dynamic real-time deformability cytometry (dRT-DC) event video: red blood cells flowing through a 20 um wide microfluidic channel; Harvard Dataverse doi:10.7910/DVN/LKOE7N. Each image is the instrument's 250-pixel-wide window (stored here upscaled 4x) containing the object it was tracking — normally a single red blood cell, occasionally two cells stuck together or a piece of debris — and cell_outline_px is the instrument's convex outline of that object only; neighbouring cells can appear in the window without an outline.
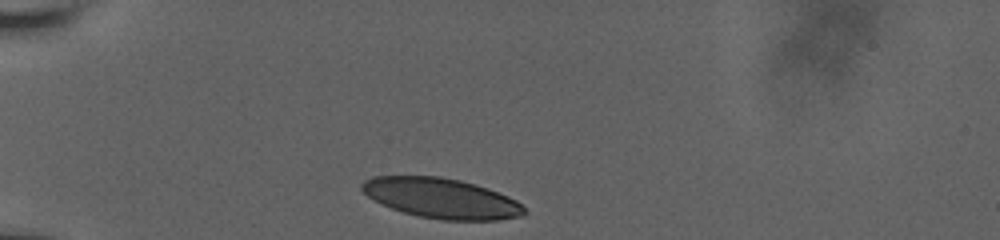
{"species": "human", "species_latin": "Homo sapiens", "temperature_condition": "room temperature", "stored_images_in_passage": 32, "camera_frame_rate_fps": 3000, "um_per_image_px": 0.085, "donor": {"sex": "male"}, "frame": {"image": 1, "passage_image": 1, "time_ms": 0.0, "image_size_px": [1000, 240], "cell_outline_px": [[528, 212], [524, 216], [500, 220], [440, 220], [416, 216], [392, 208], [368, 196], [360, 188], [360, 184], [364, 180], [372, 176], [440, 176], [460, 180], [476, 184], [488, 188], [508, 196], [516, 200]], "centroid_in_image_um": [37.54, 16.85], "position_along_channel_um": 47.5, "area_um2": 38.09}}
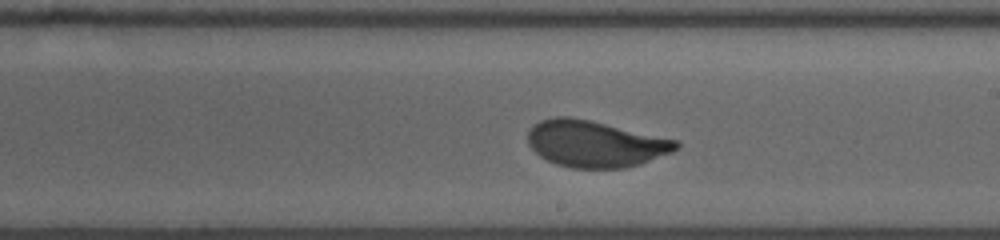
{"frame": {"image": 2, "passage_image": 19, "time_ms": 6.0, "image_size_px": [1000, 240], "cell_outline_px": [[680, 148], [672, 152], [640, 164], [624, 168], [572, 168], [556, 164], [540, 156], [528, 144], [528, 132], [532, 124], [540, 120], [556, 116], [568, 116], [588, 120], [680, 140]], "centroid_in_image_um": [50.61, 12.22], "position_along_channel_um": 238.4, "area_um2": 40.29}}
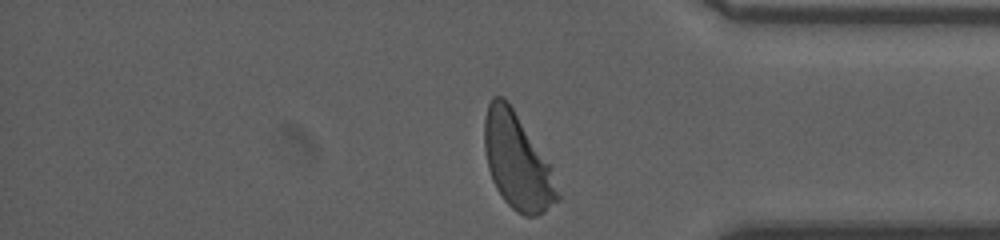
{"frame": {"image": 3, "passage_image": 32, "time_ms": 10.333, "image_size_px": [1000, 240], "cell_outline_px": [[560, 200], [544, 212], [536, 216], [524, 216], [516, 212], [504, 200], [496, 188], [492, 180], [488, 168], [484, 148], [484, 120], [488, 104], [492, 96], [504, 96], [508, 100], [552, 164], [560, 196]], "centroid_in_image_um": [43.99, 13.71], "position_along_channel_um": 391.2, "area_um2": 41.62}, "authors_computed_cell_mechanics": {"area_um2": 40.3155, "velocity_mm_per_s": 3.7781, "shape_relaxation_time_tau1_ms": 3.7658, "shape_relaxation_time_tau2_ms": null, "deformation_change_tau1": 0.1616, "deformation_change_tau2": null}}